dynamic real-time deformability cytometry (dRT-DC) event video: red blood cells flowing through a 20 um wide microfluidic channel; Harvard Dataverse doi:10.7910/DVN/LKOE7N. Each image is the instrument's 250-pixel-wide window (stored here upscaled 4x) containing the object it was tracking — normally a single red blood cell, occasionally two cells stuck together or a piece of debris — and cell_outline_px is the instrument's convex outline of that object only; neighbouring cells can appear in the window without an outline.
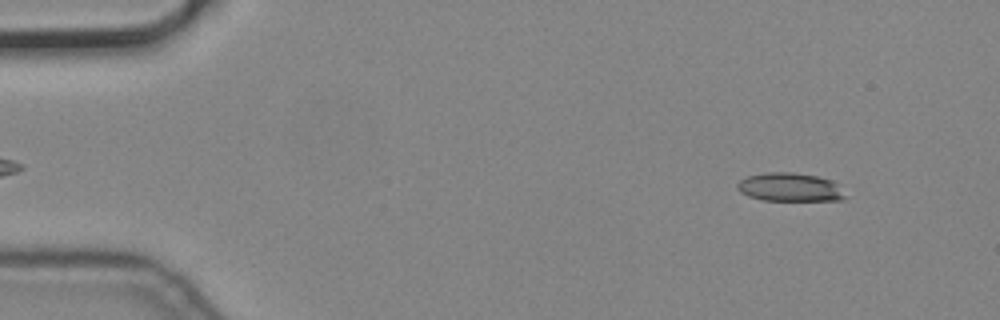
{"species": "common noctule bat (a hibernating species)", "species_latin": "Nyctalus noctula", "temperature_condition": "cold", "stored_images_in_passage": 3, "camera_frame_rate_fps": 3000, "um_per_image_px": 0.085, "animal": {"sex": "male", "body_mass_g": 19.2, "forearm_length_mm": 51.8}, "frame": {"image": 1, "passage_image": 1, "time_ms": 0.0, "image_size_px": [1000, 320], "cell_outline_px": [[848, 196], [840, 200], [764, 200], [748, 196], [740, 192], [736, 188], [736, 184], [740, 180], [748, 176], [764, 172], [792, 172], [816, 176], [832, 180]], "centroid_in_image_um": [67.12, 15.91], "position_along_channel_um": 17.9, "area_um2": 17.92}}